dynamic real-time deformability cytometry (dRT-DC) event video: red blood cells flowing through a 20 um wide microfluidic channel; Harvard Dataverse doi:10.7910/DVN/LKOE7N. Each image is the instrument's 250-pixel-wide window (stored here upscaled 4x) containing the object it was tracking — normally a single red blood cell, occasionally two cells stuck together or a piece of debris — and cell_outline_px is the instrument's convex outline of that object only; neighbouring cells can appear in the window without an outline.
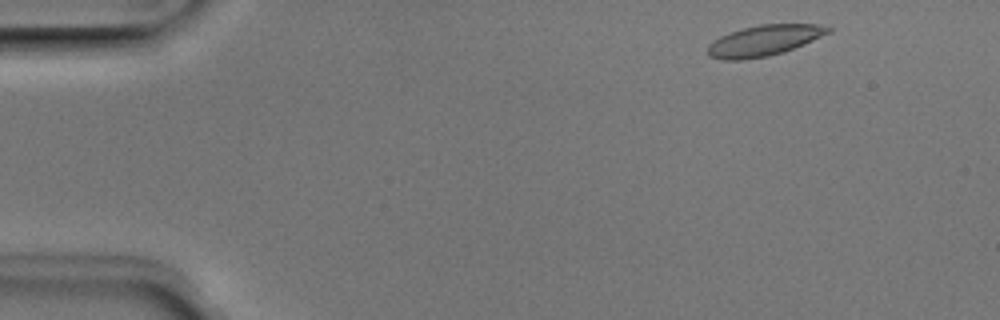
{"species": "Egyptian fruit bat (a non-hibernating species)", "species_latin": "Rousettus aegyptiacus", "temperature_condition": "room temperature", "stored_images_in_passage": 11, "camera_frame_rate_fps": 3000, "um_per_image_px": 0.085, "animal": {"sex": "male"}, "frame": {"image": 1, "passage_image": 2, "time_ms": 0.333, "image_size_px": [1000, 320], "cell_outline_px": [[832, 32], [784, 52], [768, 56], [744, 60], [724, 60], [708, 56], [708, 44], [720, 36], [744, 28], [760, 24], [816, 24], [832, 28]], "centroid_in_image_um": [64.95, 3.45], "position_along_channel_um": 20.1, "area_um2": 21.5}}